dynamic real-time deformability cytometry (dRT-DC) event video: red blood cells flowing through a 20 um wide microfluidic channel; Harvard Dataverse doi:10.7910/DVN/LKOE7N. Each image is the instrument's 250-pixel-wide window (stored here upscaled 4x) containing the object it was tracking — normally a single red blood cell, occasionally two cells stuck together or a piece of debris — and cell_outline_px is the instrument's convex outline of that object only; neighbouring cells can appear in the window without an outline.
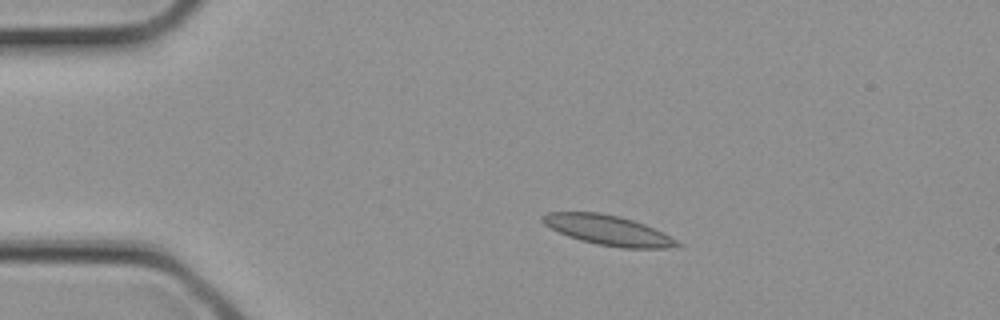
{"species": "common noctule bat (a hibernating species)", "species_latin": "Nyctalus noctula", "temperature_condition": "cold", "stored_images_in_passage": 3, "camera_frame_rate_fps": 3000, "um_per_image_px": 0.085, "animal": {"sex": "female", "body_mass_g": 21.9}, "frame": {"image": 1, "passage_image": 2, "time_ms": 0.333, "image_size_px": [1000, 320], "cell_outline_px": [[684, 244], [668, 248], [620, 248], [596, 244], [580, 240], [568, 236], [544, 224], [540, 220], [540, 216], [548, 212], [600, 212], [620, 216], [644, 224]], "centroid_in_image_um": [51.64, 19.56], "position_along_channel_um": 33.4, "area_um2": 23.29}}